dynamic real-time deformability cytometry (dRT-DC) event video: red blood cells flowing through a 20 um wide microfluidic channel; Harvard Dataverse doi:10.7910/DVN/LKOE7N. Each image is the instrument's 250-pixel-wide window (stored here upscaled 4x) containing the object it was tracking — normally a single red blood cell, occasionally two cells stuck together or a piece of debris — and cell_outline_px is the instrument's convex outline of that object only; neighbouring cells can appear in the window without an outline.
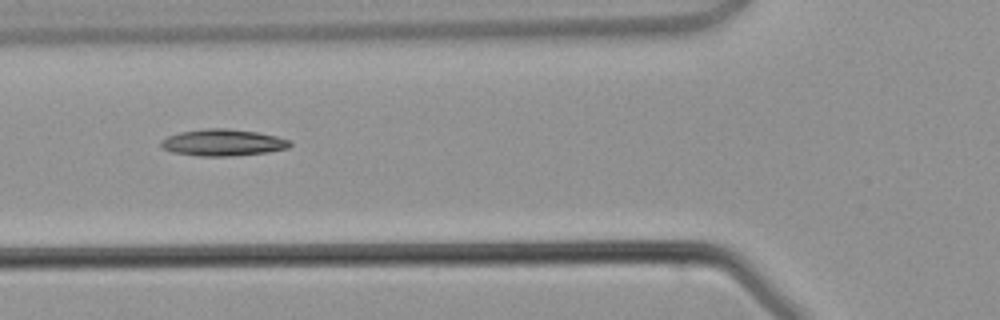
{"species": "common noctule bat (a hibernating species)", "species_latin": "Nyctalus noctula", "temperature_condition": "warm", "stored_images_in_passage": 4, "camera_frame_rate_fps": 3000, "um_per_image_px": 0.085, "animal": {"sex": "male", "body_mass_g": 21.5, "forearm_length_mm": 52.0}, "frame": {"image": 1, "passage_image": 4, "time_ms": 4.667, "image_size_px": [1000, 320], "cell_outline_px": [[292, 144], [288, 148], [268, 152], [228, 156], [200, 156], [172, 152], [164, 148], [160, 144], [160, 140], [168, 136], [180, 132], [204, 128], [228, 128], [256, 132], [276, 136], [292, 140]], "centroid_in_image_um": [18.96, 12.11], "position_along_channel_um": 106.8, "area_um2": 20.06}}